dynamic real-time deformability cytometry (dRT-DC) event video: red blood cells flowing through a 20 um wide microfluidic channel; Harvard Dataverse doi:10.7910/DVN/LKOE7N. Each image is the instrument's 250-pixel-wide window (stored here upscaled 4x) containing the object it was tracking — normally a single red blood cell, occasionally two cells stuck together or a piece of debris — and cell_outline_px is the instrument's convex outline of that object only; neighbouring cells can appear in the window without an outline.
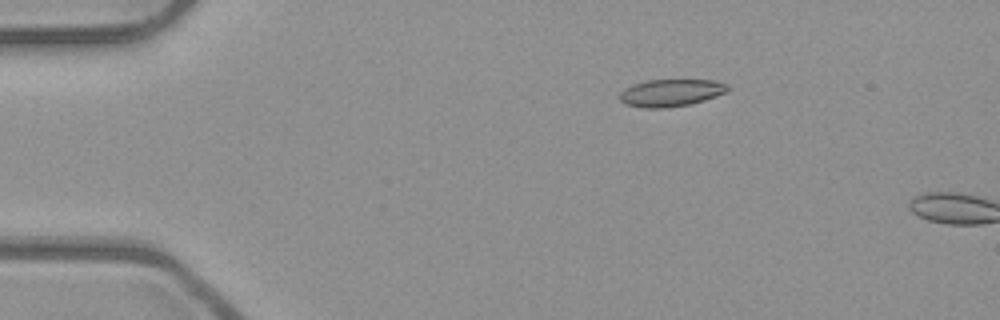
{"species": "common noctule bat (a hibernating species)", "species_latin": "Nyctalus noctula", "temperature_condition": "room temperature", "stored_images_in_passage": 3, "camera_frame_rate_fps": 3000, "um_per_image_px": 0.085, "animal": {"sex": "male", "body_mass_g": 23.1, "forearm_length_mm": 52.7}, "frame": {"image": 1, "passage_image": 2, "time_ms": 0.333, "image_size_px": [1000, 320], "cell_outline_px": [[728, 92], [704, 100], [688, 104], [664, 108], [644, 108], [624, 104], [620, 100], [620, 92], [624, 88], [632, 84], [648, 80], [716, 80], [728, 84]], "centroid_in_image_um": [57.02, 7.88], "position_along_channel_um": 28.0, "area_um2": 17.22}}